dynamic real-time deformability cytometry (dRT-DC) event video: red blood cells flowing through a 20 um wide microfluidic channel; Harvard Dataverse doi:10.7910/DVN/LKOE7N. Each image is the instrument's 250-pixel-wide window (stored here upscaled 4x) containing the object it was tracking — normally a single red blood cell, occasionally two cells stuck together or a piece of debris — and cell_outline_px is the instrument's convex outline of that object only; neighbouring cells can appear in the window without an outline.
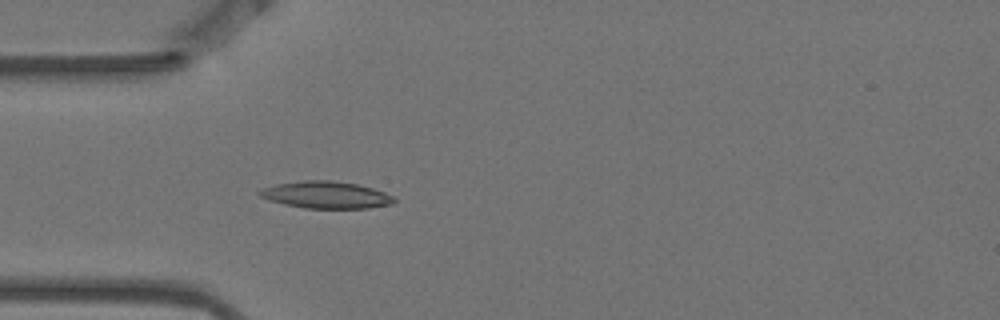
{"species": "Egyptian fruit bat (a non-hibernating species)", "species_latin": "Rousettus aegyptiacus", "temperature_condition": "warm", "stored_images_in_passage": 5, "camera_frame_rate_fps": 3000, "um_per_image_px": 0.085, "animal": {"sex": "female"}, "frame": {"image": 1, "passage_image": 5, "time_ms": 1.333, "image_size_px": [1000, 320], "cell_outline_px": [[396, 200], [392, 204], [368, 208], [304, 208], [284, 204], [268, 200], [260, 196], [256, 192], [264, 188], [276, 184], [300, 180], [328, 180], [356, 184], [372, 188], [384, 192], [392, 196]], "centroid_in_image_um": [27.68, 16.56], "position_along_channel_um": 57.3, "area_um2": 21.1}}